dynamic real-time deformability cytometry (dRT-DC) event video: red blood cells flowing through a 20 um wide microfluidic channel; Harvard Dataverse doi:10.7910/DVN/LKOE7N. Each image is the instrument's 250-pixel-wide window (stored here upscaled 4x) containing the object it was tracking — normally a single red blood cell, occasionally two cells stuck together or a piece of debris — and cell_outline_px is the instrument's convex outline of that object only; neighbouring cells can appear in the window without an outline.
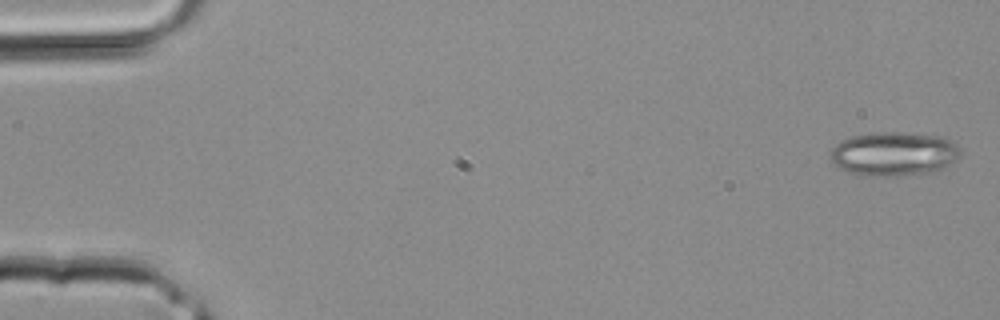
{"species": "common noctule bat (a hibernating species)", "species_latin": "Nyctalus noctula", "temperature_condition": "room temperature", "stored_images_in_passage": 3, "camera_frame_rate_fps": 3000, "um_per_image_px": 0.085, "animal": {"sex": "male", "body_mass_g": 20.4}, "frame": {"image": 1, "passage_image": 1, "time_ms": 0.0, "image_size_px": [1000, 320], "cell_outline_px": [[960, 156], [944, 168], [904, 176], [868, 176], [848, 172], [840, 168], [832, 160], [832, 148], [836, 144], [852, 136], [880, 132], [892, 132], [940, 136], [952, 140], [960, 148]], "centroid_in_image_um": [76.01, 13.08], "position_along_channel_um": 9.0, "area_um2": 32.95}}